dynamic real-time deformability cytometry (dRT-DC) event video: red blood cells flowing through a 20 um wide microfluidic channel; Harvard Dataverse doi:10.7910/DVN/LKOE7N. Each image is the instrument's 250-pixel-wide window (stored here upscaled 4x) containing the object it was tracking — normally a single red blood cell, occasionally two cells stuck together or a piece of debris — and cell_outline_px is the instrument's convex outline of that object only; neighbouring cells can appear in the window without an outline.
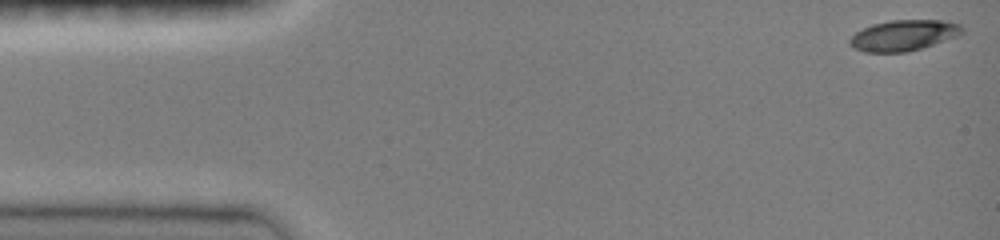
{"species": "common noctule bat (a hibernating species)", "species_latin": "Nyctalus noctula", "temperature_condition": "room temperature", "stored_images_in_passage": 44, "camera_frame_rate_fps": 3000, "um_per_image_px": 0.085, "animal": {"sex": "female", "body_mass_g": 19.0, "forearm_length_mm": 51.5}, "frame": {"image": 1, "passage_image": 1, "time_ms": 0.0, "image_size_px": [1000, 240], "cell_outline_px": [[964, 32], [960, 36], [908, 52], [864, 52], [852, 48], [848, 44], [848, 40], [856, 32], [872, 24], [892, 20], [944, 20], [960, 24], [964, 28]], "centroid_in_image_um": [76.83, 3.01], "position_along_channel_um": 8.2, "area_um2": 20.4}}
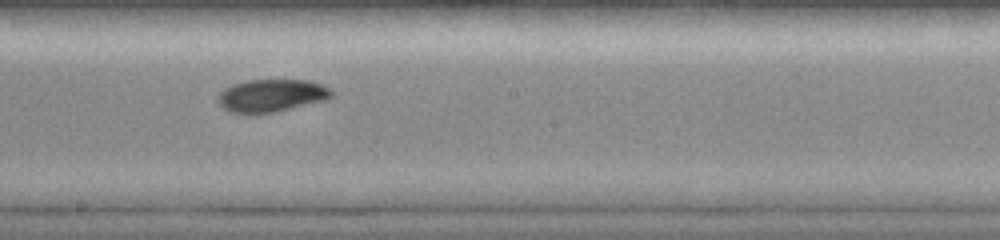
{"frame": {"image": 2, "passage_image": 26, "time_ms": 8.333, "image_size_px": [1000, 240], "cell_outline_px": [[332, 96], [324, 100], [276, 112], [228, 112], [216, 100], [220, 92], [224, 88], [232, 84], [248, 80], [308, 80], [320, 84], [328, 88], [332, 92]], "centroid_in_image_um": [23.04, 8.11], "position_along_channel_um": 225.2, "area_um2": 21.27}}
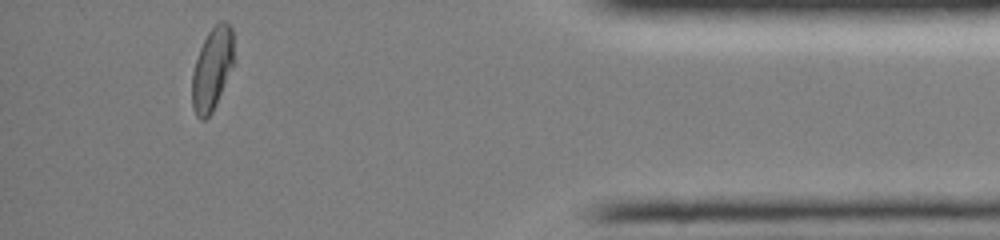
{"frame": {"image": 3, "passage_image": 43, "time_ms": 14.0, "image_size_px": [1000, 240], "cell_outline_px": [[232, 64], [216, 104], [212, 112], [204, 120], [200, 120], [196, 116], [192, 108], [192, 72], [200, 48], [208, 32], [220, 20], [224, 20], [232, 28]], "centroid_in_image_um": [17.99, 5.88], "position_along_channel_um": 417.2, "area_um2": 19.65}, "authors_computed_cell_mechanics": {"area_um2": 20.808, "velocity_mm_per_s": 4.016, "shape_relaxation_time_tau1_ms": 5.5604, "shape_relaxation_time_tau2_ms": 5.1091, "deformation_change_tau1": 0.186, "deformation_change_tau2": 0.0602}}